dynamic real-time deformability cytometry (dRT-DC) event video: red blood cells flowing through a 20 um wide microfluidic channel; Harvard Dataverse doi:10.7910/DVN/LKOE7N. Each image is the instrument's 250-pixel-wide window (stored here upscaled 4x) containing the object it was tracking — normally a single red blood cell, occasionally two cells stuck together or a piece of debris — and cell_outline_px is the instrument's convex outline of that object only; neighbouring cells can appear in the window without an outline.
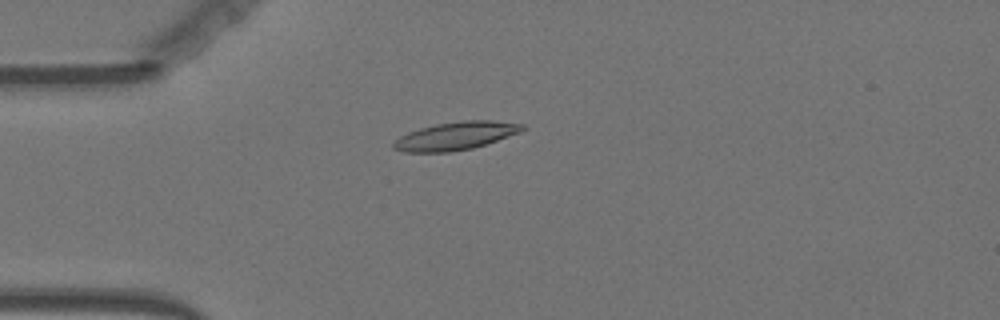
{"species": "Egyptian fruit bat (a non-hibernating species)", "species_latin": "Rousettus aegyptiacus", "temperature_condition": "warm", "stored_images_in_passage": 56, "camera_frame_rate_fps": 3000, "um_per_image_px": 0.085, "animal": {"sex": "female"}, "frame": {"image": 1, "passage_image": 15, "time_ms": 4.667, "image_size_px": [1000, 320], "cell_outline_px": [[524, 128], [520, 132], [472, 148], [448, 152], [404, 152], [392, 148], [392, 144], [400, 136], [408, 132], [420, 128], [436, 124], [464, 120], [492, 120], [524, 124]], "centroid_in_image_um": [38.7, 11.55], "position_along_channel_um": 46.3, "area_um2": 20.81}}
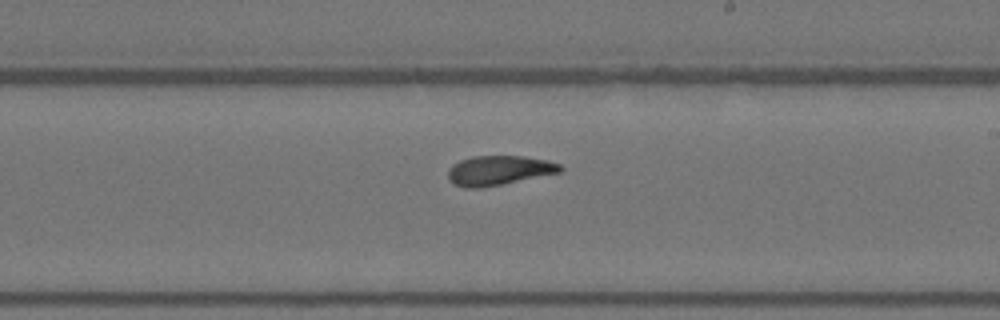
{"frame": {"image": 2, "passage_image": 33, "time_ms": 10.667, "image_size_px": [1000, 320], "cell_outline_px": [[564, 168], [560, 172], [480, 188], [464, 188], [452, 184], [448, 180], [448, 168], [452, 164], [460, 160], [472, 156], [524, 156], [548, 160], [560, 164]], "centroid_in_image_um": [42.35, 14.48], "position_along_channel_um": 246.6, "area_um2": 19.36}}
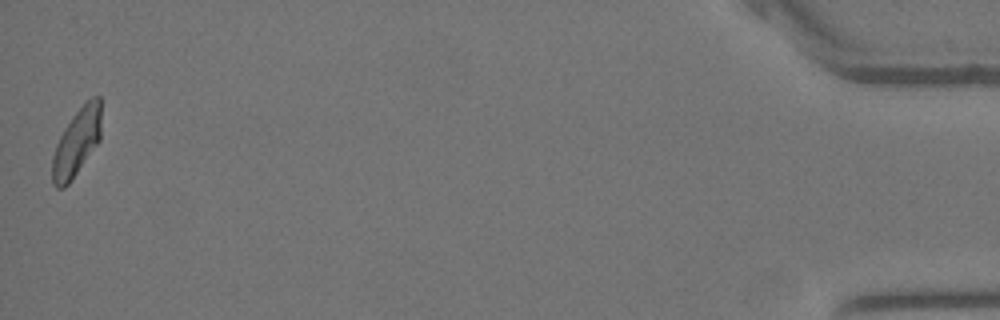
{"frame": {"image": 3, "passage_image": 56, "time_ms": 18.333, "image_size_px": [1000, 320], "cell_outline_px": [[100, 140], [72, 180], [64, 188], [56, 188], [52, 184], [52, 156], [56, 144], [64, 128], [72, 116], [92, 96], [100, 96]], "centroid_in_image_um": [6.5, 12.14], "position_along_channel_um": 428.7, "area_um2": 19.13}, "authors_computed_cell_mechanics": {"area_um2": 19.4208, "velocity_mm_per_s": 3.5996, "shape_relaxation_time_tau1_ms": 6.6605, "shape_relaxation_time_tau2_ms": 2.1349, "deformation_change_tau1": 0.1538, "deformation_change_tau2": 0.0879}}